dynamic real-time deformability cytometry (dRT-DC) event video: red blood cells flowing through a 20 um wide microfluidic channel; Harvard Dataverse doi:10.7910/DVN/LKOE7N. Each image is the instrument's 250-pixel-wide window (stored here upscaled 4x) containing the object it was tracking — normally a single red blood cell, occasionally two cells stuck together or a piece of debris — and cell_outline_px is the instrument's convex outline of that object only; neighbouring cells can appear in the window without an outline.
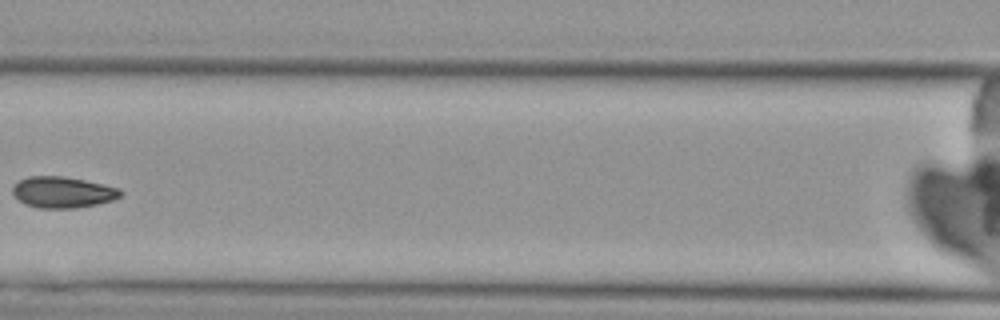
{"species": "Egyptian fruit bat (a non-hibernating species)", "species_latin": "Rousettus aegyptiacus", "temperature_condition": "cold", "stored_images_in_passage": 5, "camera_frame_rate_fps": 3000, "um_per_image_px": 0.085, "animal": {"sex": "female"}, "frame": {"image": 1, "passage_image": 4, "time_ms": 3.667, "image_size_px": [1000, 320], "cell_outline_px": [[124, 192], [120, 196], [112, 200], [96, 204], [76, 208], [40, 208], [24, 204], [12, 192], [12, 184], [28, 176], [64, 176], [84, 180], [120, 188]], "centroid_in_image_um": [5.32, 16.33], "position_along_channel_um": 161.3, "area_um2": 19.59}}
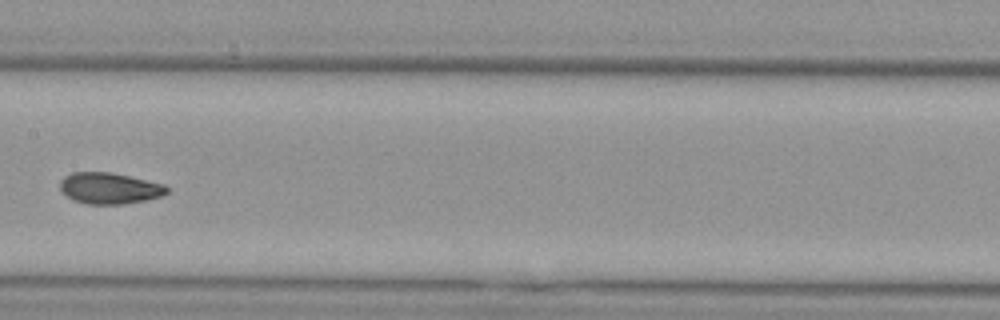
{"frame": {"image": 2, "passage_image": 5, "time_ms": 4.667, "image_size_px": [1000, 320], "cell_outline_px": [[168, 192], [164, 196], [124, 204], [88, 204], [72, 200], [60, 188], [60, 180], [64, 176], [72, 172], [112, 172], [164, 184], [168, 188]], "centroid_in_image_um": [9.31, 16.0], "position_along_channel_um": 198.1, "area_um2": 19.48}}